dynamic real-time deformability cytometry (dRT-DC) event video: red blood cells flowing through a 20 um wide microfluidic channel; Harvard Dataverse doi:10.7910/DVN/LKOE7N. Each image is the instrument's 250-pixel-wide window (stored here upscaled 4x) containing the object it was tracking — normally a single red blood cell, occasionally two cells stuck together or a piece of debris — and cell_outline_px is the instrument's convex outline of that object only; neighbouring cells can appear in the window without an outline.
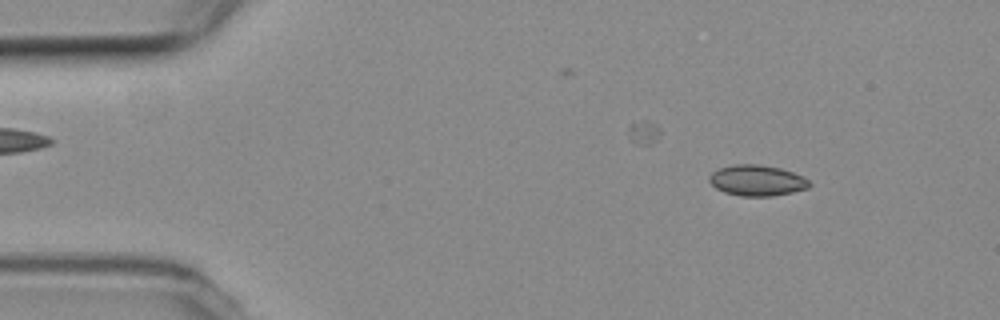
{"species": "common noctule bat (a hibernating species)", "species_latin": "Nyctalus noctula", "temperature_condition": "room temperature", "stored_images_in_passage": 5, "camera_frame_rate_fps": 3000, "um_per_image_px": 0.085, "animal": {"sex": "female", "body_mass_g": 19.3, "forearm_length_mm": 54.1}, "frame": {"image": 1, "passage_image": 1, "time_ms": 0.0, "image_size_px": [1000, 320], "cell_outline_px": [[812, 184], [808, 188], [792, 192], [772, 196], [740, 196], [724, 192], [716, 188], [708, 180], [708, 176], [712, 172], [720, 168], [736, 164], [756, 164], [780, 168], [804, 176]], "centroid_in_image_um": [64.35, 15.34], "position_along_channel_um": 20.7, "area_um2": 17.98}}
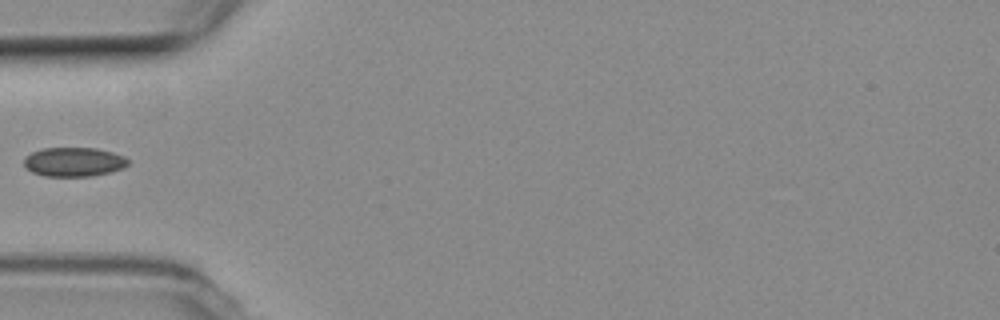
{"frame": {"image": 2, "passage_image": 4, "time_ms": 1.0, "image_size_px": [1000, 320], "cell_outline_px": [[128, 164], [124, 168], [92, 176], [44, 176], [32, 172], [24, 164], [24, 156], [40, 148], [96, 148], [112, 152], [124, 156], [128, 160]], "centroid_in_image_um": [6.26, 13.75], "position_along_channel_um": 78.7, "area_um2": 17.69}}
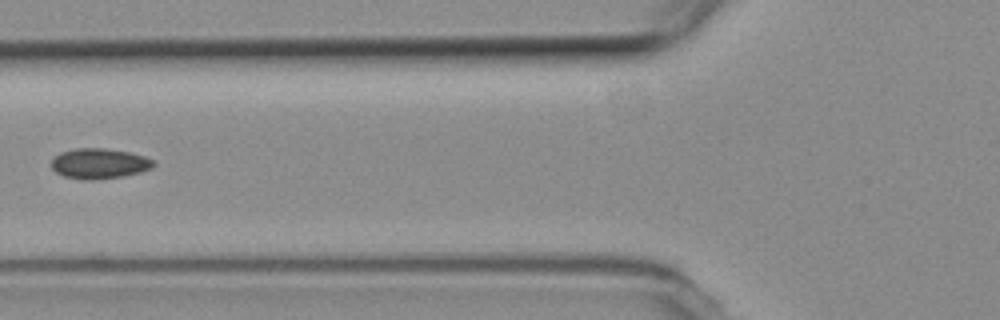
{"frame": {"image": 3, "passage_image": 5, "time_ms": 1.333, "image_size_px": [1000, 320], "cell_outline_px": [[156, 164], [152, 168], [140, 172], [124, 176], [92, 180], [84, 180], [64, 176], [56, 172], [52, 168], [52, 160], [60, 152], [76, 148], [104, 148], [128, 152], [144, 156], [152, 160]], "centroid_in_image_um": [8.44, 13.9], "position_along_channel_um": 117.4, "area_um2": 17.98}}